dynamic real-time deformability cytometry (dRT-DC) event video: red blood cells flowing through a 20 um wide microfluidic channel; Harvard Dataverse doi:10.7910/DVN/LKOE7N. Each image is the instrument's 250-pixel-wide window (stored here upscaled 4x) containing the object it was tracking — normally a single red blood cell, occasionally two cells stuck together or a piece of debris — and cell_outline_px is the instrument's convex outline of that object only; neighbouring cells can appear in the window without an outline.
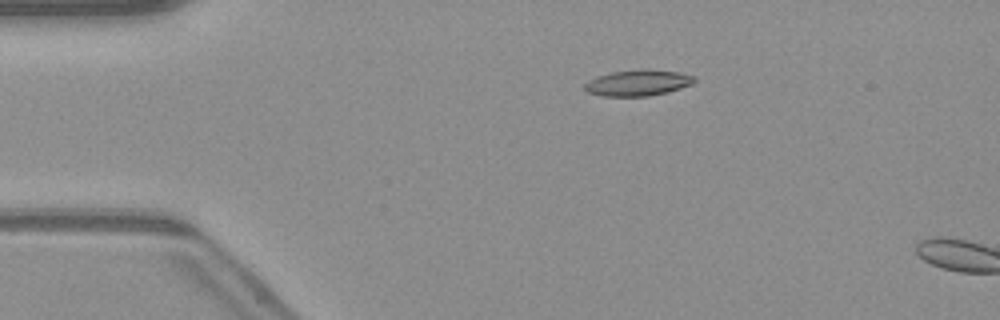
{"species": "common noctule bat (a hibernating species)", "species_latin": "Nyctalus noctula", "temperature_condition": "warm", "stored_images_in_passage": 9, "camera_frame_rate_fps": 3000, "um_per_image_px": 0.085, "animal": {"sex": "male", "body_mass_g": 23.1, "forearm_length_mm": 52.7}, "frame": {"image": 1, "passage_image": 7, "time_ms": 2.0, "image_size_px": [1000, 320], "cell_outline_px": [[696, 80], [692, 84], [668, 92], [648, 96], [604, 96], [588, 92], [584, 88], [584, 84], [588, 80], [596, 76], [612, 72], [648, 68], [680, 72], [692, 76]], "centroid_in_image_um": [54.22, 7.03], "position_along_channel_um": 30.8, "area_um2": 16.7}}